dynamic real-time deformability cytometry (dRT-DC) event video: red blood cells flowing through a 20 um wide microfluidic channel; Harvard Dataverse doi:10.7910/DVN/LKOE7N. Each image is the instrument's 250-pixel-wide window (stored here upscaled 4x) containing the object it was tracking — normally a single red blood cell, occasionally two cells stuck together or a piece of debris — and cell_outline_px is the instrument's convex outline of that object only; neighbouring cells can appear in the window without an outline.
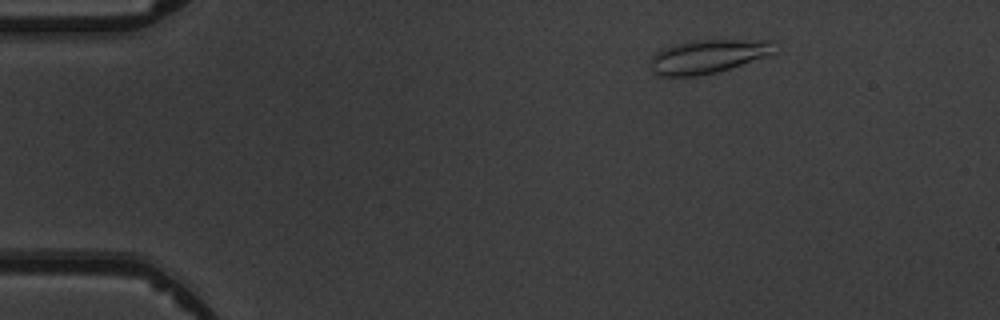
{"species": "common noctule bat (a hibernating species)", "species_latin": "Nyctalus noctula", "temperature_condition": "warm", "stored_images_in_passage": 5, "camera_frame_rate_fps": 3000, "um_per_image_px": 0.085, "animal": {"sex": "male", "body_mass_g": 19.5, "forearm_length_mm": 54.6}, "frame": {"image": 1, "passage_image": 3, "time_ms": 2.0, "image_size_px": [1000, 320], "cell_outline_px": [[776, 52], [716, 72], [696, 76], [656, 76], [652, 72], [652, 56], [656, 52], [664, 48], [676, 44], [692, 40], [776, 40]], "centroid_in_image_um": [60.17, 4.78], "position_along_channel_um": 24.8, "area_um2": 24.1}}